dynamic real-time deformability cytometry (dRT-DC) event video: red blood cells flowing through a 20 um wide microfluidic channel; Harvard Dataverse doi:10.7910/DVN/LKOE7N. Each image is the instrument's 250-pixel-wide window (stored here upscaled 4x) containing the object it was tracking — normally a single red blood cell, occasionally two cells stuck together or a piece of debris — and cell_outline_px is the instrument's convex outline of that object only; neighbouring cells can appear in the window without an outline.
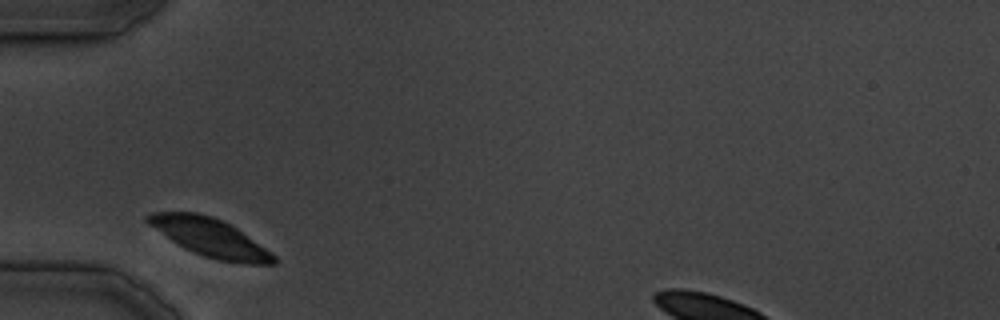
{"species": "common noctule bat (a hibernating species)", "species_latin": "Nyctalus noctula", "temperature_condition": "cold", "stored_images_in_passage": 8, "camera_frame_rate_fps": 3000, "um_per_image_px": 0.085, "animal": {"sex": "male", "body_mass_g": 19.5, "forearm_length_mm": 54.6}, "frame": {"image": 1, "passage_image": 1, "time_ms": 0.0, "image_size_px": [1000, 320], "cell_outline_px": [[276, 264], [248, 264], [216, 260], [192, 252], [176, 244], [148, 224], [144, 220], [144, 216], [148, 212], [196, 212], [212, 216], [236, 228], [272, 252], [276, 256]], "centroid_in_image_um": [17.82, 20.19], "position_along_channel_um": 67.2, "area_um2": 28.09}}